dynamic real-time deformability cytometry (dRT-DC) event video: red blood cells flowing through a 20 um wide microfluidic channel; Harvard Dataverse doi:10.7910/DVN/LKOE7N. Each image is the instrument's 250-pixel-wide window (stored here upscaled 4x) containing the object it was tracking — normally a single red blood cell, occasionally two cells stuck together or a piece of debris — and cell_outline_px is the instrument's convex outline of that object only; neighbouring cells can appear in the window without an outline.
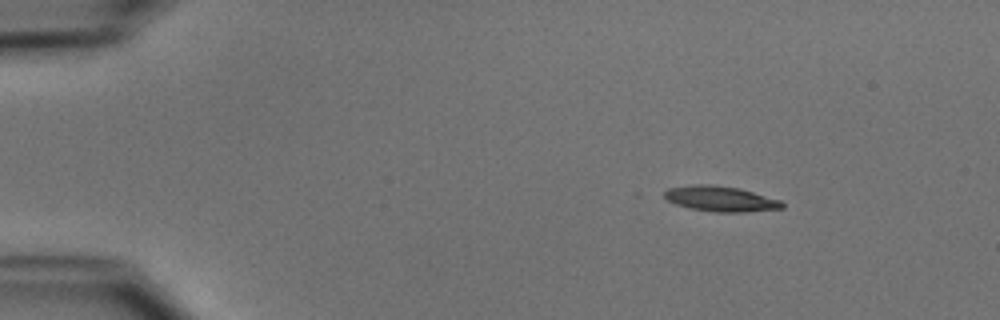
{"species": "common noctule bat (a hibernating species)", "species_latin": "Nyctalus noctula", "temperature_condition": "cold", "stored_images_in_passage": 45, "camera_frame_rate_fps": 3000, "um_per_image_px": 0.085, "animal": {"sex": "male", "body_mass_g": 15.6}, "frame": {"image": 1, "passage_image": 1, "time_ms": 0.0, "image_size_px": [1000, 320], "cell_outline_px": [[784, 208], [744, 212], [716, 212], [692, 208], [676, 204], [668, 200], [664, 196], [664, 192], [668, 188], [692, 184], [712, 184], [740, 188], [780, 200], [784, 204]], "centroid_in_image_um": [61.25, 16.88], "position_along_channel_um": 23.7, "area_um2": 17.34}}
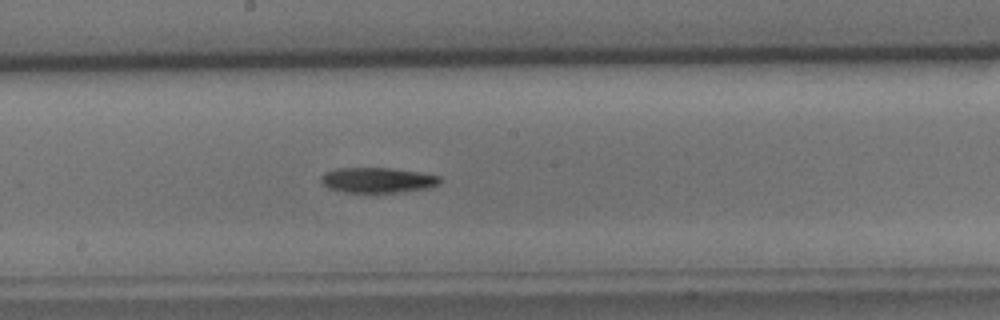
{"frame": {"image": 2, "passage_image": 22, "time_ms": 7.0, "image_size_px": [1000, 320], "cell_outline_px": [[444, 180], [428, 188], [396, 192], [344, 192], [328, 188], [320, 180], [320, 176], [324, 172], [336, 168], [388, 168], [416, 172], [440, 176]], "centroid_in_image_um": [32.05, 15.3], "position_along_channel_um": 216.2, "area_um2": 17.34}}
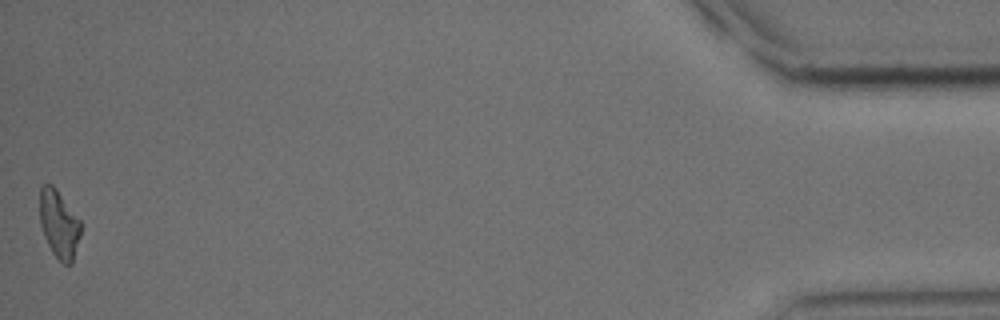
{"frame": {"image": 3, "passage_image": 45, "time_ms": 14.667, "image_size_px": [1000, 320], "cell_outline_px": [[80, 236], [72, 264], [64, 264], [52, 252], [44, 236], [40, 224], [40, 188], [44, 184], [52, 184], [56, 188], [80, 220]], "centroid_in_image_um": [5.01, 19.05], "position_along_channel_um": 430.2, "area_um2": 16.07}, "authors_computed_cell_mechanics": {"area_um2": 17.1088, "velocity_mm_per_s": 3.9277, "shape_relaxation_time_tau1_ms": 4.1702, "shape_relaxation_time_tau2_ms": null, "deformation_change_tau1": 0.1517, "deformation_change_tau2": null}}